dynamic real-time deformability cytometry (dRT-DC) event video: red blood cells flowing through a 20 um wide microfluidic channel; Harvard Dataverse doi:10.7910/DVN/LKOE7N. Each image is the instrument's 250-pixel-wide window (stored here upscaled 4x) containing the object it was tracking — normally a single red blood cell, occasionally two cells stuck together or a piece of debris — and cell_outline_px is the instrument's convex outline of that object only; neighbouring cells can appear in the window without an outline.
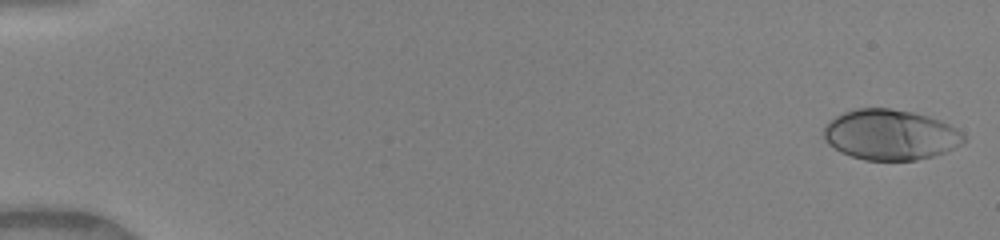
{"species": "human", "species_latin": "Homo sapiens", "temperature_condition": "warm", "stored_images_in_passage": 49, "camera_frame_rate_fps": 3000, "um_per_image_px": 0.085, "donor": {"sex": "female"}, "frame": {"image": 1, "passage_image": 1, "time_ms": 0.0, "image_size_px": [1000, 240], "cell_outline_px": [[964, 144], [944, 152], [932, 156], [916, 160], [864, 160], [840, 152], [828, 144], [824, 140], [824, 128], [836, 116], [844, 112], [856, 108], [888, 108], [912, 112], [928, 116], [940, 120], [956, 128], [964, 136]], "centroid_in_image_um": [75.68, 11.46], "position_along_channel_um": 9.3, "area_um2": 40.98}}
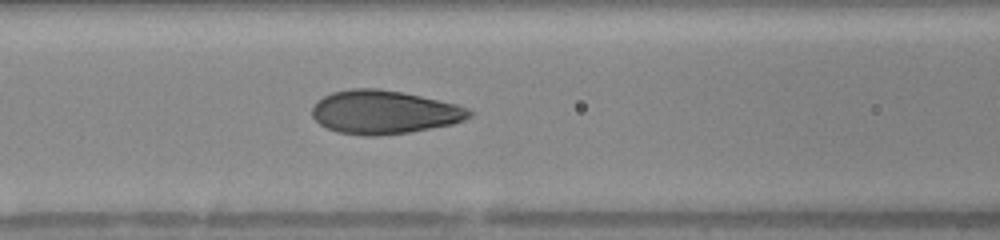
{"frame": {"image": 2, "passage_image": 22, "time_ms": 7.0, "image_size_px": [1000, 240], "cell_outline_px": [[472, 116], [464, 120], [452, 124], [408, 132], [376, 136], [364, 136], [336, 132], [320, 124], [312, 116], [312, 108], [316, 100], [332, 92], [352, 88], [380, 88], [404, 92], [456, 104], [468, 108], [472, 112]], "centroid_in_image_um": [32.63, 9.52], "position_along_channel_um": 134.0, "area_um2": 40.0}}
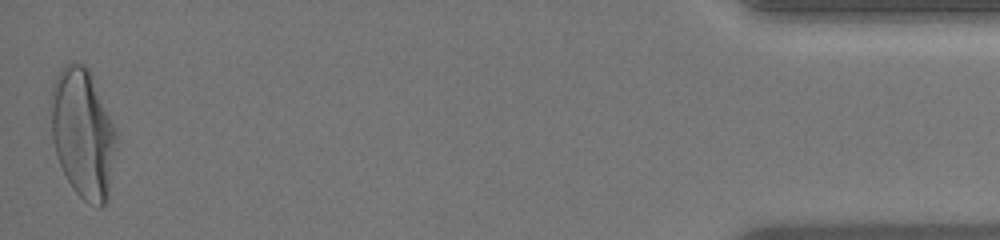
{"frame": {"image": 3, "passage_image": 49, "time_ms": 16.0, "image_size_px": [1000, 240], "cell_outline_px": [[116, 136], [108, 196], [104, 204], [100, 208], [84, 200], [72, 188], [60, 164], [52, 140], [48, 100], [56, 76], [60, 68], [68, 60], [72, 60], [84, 64], [92, 72], [116, 128]], "centroid_in_image_um": [7.01, 11.22], "position_along_channel_um": 428.2, "area_um2": 50.0}, "authors_computed_cell_mechanics": {"area_um2": 39.9398, "velocity_mm_per_s": 4.1292, "shape_relaxation_time_tau1_ms": 3.824, "shape_relaxation_time_tau2_ms": null, "deformation_change_tau1": 0.2284, "deformation_change_tau2": null}}